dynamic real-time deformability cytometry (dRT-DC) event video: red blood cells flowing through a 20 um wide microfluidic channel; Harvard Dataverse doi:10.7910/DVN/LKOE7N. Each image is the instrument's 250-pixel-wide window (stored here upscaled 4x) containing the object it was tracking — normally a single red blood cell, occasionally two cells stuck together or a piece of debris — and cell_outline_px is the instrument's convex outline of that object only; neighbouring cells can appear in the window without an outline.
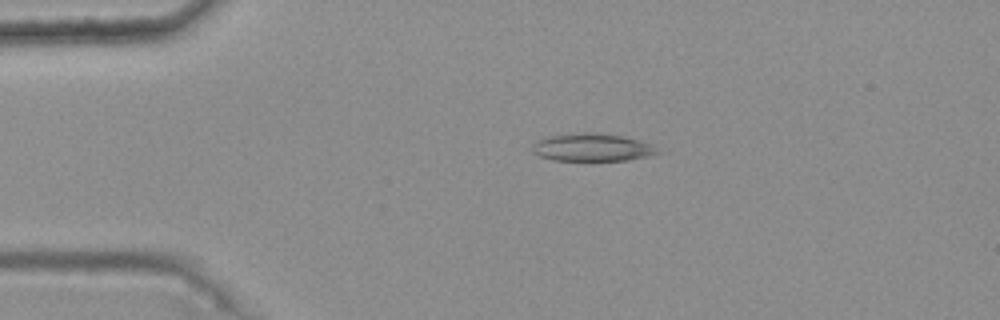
{"species": "common noctule bat (a hibernating species)", "species_latin": "Nyctalus noctula", "temperature_condition": "warm", "stored_images_in_passage": 37, "camera_frame_rate_fps": 3000, "um_per_image_px": 0.085, "animal": {"sex": "female", "body_mass_g": 25.1}, "frame": {"image": 1, "passage_image": 1, "time_ms": 0.0, "image_size_px": [1000, 320], "cell_outline_px": [[660, 152], [648, 156], [628, 160], [552, 160], [540, 156], [532, 152], [532, 148], [540, 140], [548, 136], [584, 132], [592, 132], [624, 136], [652, 144]], "centroid_in_image_um": [50.36, 12.53], "position_along_channel_um": 34.6, "area_um2": 20.0}}
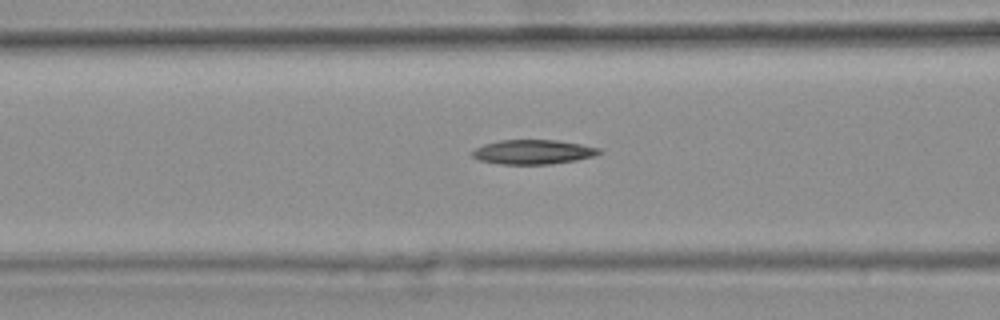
{"frame": {"image": 2, "passage_image": 11, "time_ms": 3.333, "image_size_px": [1000, 320], "cell_outline_px": [[604, 152], [596, 156], [576, 160], [552, 164], [500, 164], [480, 160], [472, 156], [472, 152], [476, 148], [484, 144], [500, 140], [556, 140], [580, 144], [600, 148]], "centroid_in_image_um": [45.36, 12.92], "position_along_channel_um": 121.2, "area_um2": 18.09}}
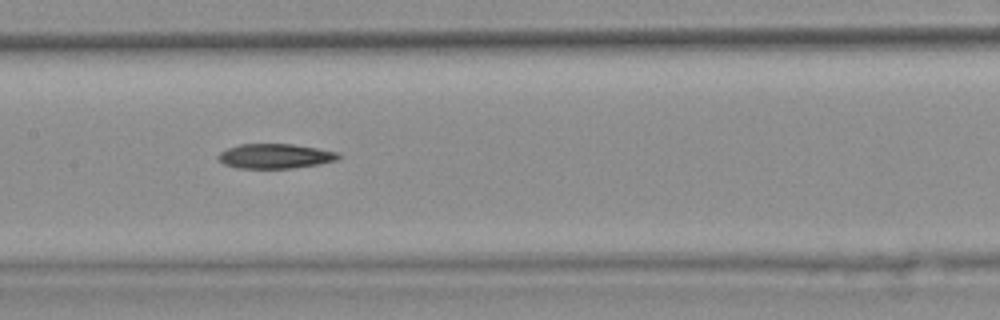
{"frame": {"image": 3, "passage_image": 16, "time_ms": 5.0, "image_size_px": [1000, 320], "cell_outline_px": [[340, 156], [336, 160], [316, 164], [292, 168], [236, 168], [224, 164], [216, 156], [220, 152], [228, 148], [240, 144], [292, 144], [340, 152]], "centroid_in_image_um": [23.36, 13.27], "position_along_channel_um": 184.0, "area_um2": 17.17}}